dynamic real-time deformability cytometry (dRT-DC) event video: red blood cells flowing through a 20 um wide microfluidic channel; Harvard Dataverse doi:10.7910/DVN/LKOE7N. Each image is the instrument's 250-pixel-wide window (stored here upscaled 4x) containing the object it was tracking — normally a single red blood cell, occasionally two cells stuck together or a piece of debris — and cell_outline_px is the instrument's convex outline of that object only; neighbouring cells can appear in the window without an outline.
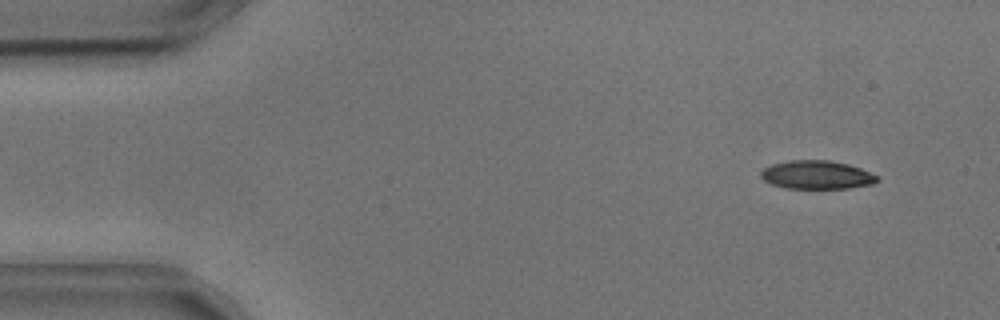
{"species": "common noctule bat (a hibernating species)", "species_latin": "Nyctalus noctula", "temperature_condition": "cold", "stored_images_in_passage": 15, "camera_frame_rate_fps": 3000, "um_per_image_px": 0.085, "animal": {"sex": "male", "body_mass_g": 17.9, "forearm_length_mm": 54.2}, "frame": {"image": 1, "passage_image": 5, "time_ms": 1.333, "image_size_px": [1000, 320], "cell_outline_px": [[880, 180], [872, 184], [848, 188], [784, 188], [772, 184], [764, 180], [760, 176], [760, 172], [764, 168], [772, 164], [788, 160], [828, 160], [848, 164], [860, 168], [880, 176]], "centroid_in_image_um": [69.44, 14.86], "position_along_channel_um": 15.6, "area_um2": 19.36}}